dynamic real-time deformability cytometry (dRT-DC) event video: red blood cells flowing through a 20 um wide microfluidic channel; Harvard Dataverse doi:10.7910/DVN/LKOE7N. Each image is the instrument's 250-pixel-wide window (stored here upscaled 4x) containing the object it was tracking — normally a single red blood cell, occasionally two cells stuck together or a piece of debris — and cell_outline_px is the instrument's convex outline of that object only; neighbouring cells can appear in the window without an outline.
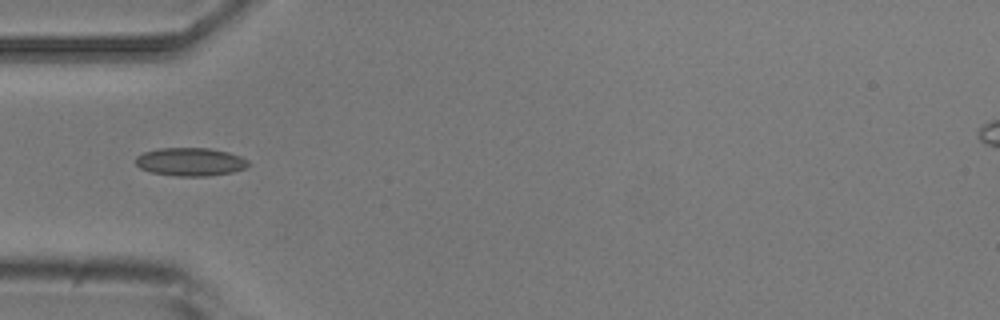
{"species": "common noctule bat (a hibernating species)", "species_latin": "Nyctalus noctula", "temperature_condition": "room temperature", "stored_images_in_passage": 4, "camera_frame_rate_fps": 3000, "um_per_image_px": 0.085, "animal": {"sex": "male", "body_mass_g": 20.5, "forearm_length_mm": 52.5}, "frame": {"image": 1, "passage_image": 3, "time_ms": 2.333, "image_size_px": [1000, 320], "cell_outline_px": [[252, 164], [244, 168], [232, 172], [208, 176], [176, 176], [152, 172], [140, 168], [136, 164], [136, 156], [144, 152], [160, 148], [208, 148], [228, 152], [240, 156], [248, 160]], "centroid_in_image_um": [16.2, 13.75], "position_along_channel_um": 68.8, "area_um2": 18.5}}
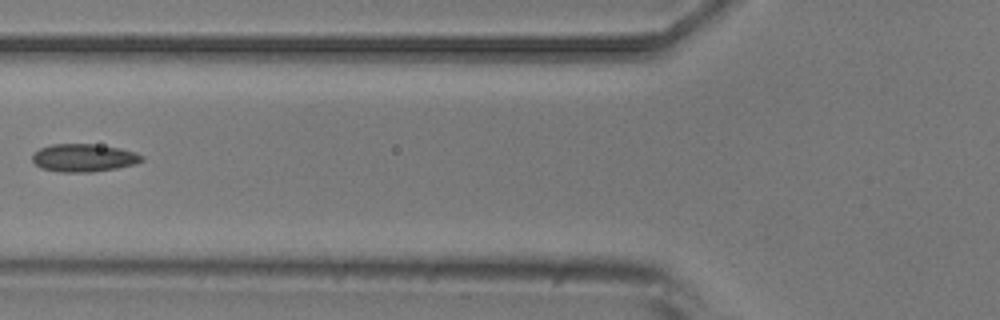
{"frame": {"image": 2, "passage_image": 4, "time_ms": 3.667, "image_size_px": [1000, 320], "cell_outline_px": [[144, 160], [136, 164], [116, 168], [92, 172], [60, 172], [40, 168], [32, 160], [32, 152], [40, 148], [52, 144], [96, 144], [120, 148], [136, 152], [144, 156]], "centroid_in_image_um": [7.12, 13.41], "position_along_channel_um": 118.7, "area_um2": 17.98}}